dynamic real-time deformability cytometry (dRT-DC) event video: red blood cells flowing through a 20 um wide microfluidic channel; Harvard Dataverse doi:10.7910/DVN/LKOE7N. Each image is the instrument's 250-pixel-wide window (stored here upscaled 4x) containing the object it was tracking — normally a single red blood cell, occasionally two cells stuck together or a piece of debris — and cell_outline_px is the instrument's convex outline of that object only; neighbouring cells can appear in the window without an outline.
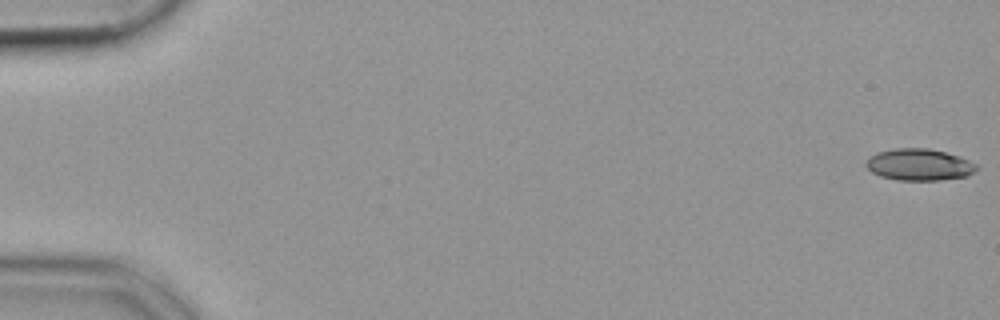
{"species": "common noctule bat (a hibernating species)", "species_latin": "Nyctalus noctula", "temperature_condition": "cold", "stored_images_in_passage": 54, "camera_frame_rate_fps": 3000, "um_per_image_px": 0.085, "animal": {"sex": "female", "body_mass_g": 19.9}, "frame": {"image": 1, "passage_image": 1, "time_ms": 0.0, "image_size_px": [1000, 320], "cell_outline_px": [[976, 168], [968, 176], [940, 180], [896, 180], [880, 176], [872, 172], [864, 164], [876, 152], [896, 148], [928, 148], [960, 156], [976, 164]], "centroid_in_image_um": [78.12, 14.0], "position_along_channel_um": 6.9, "area_um2": 20.29}}
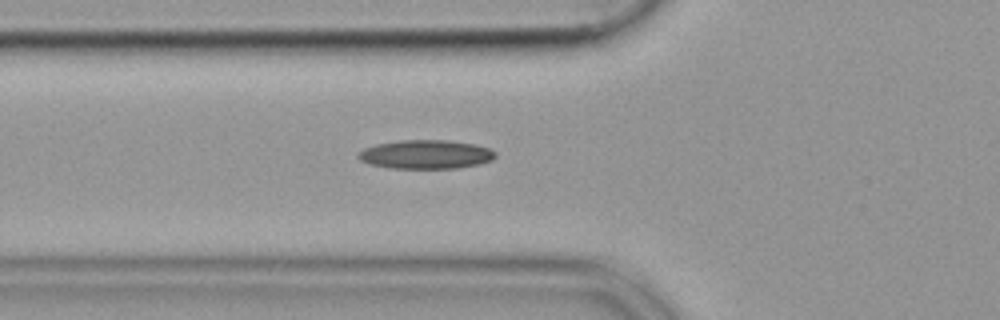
{"frame": {"image": 2, "passage_image": 20, "time_ms": 6.333, "image_size_px": [1000, 320], "cell_outline_px": [[496, 156], [492, 160], [476, 164], [456, 168], [388, 168], [368, 164], [360, 160], [356, 156], [364, 148], [376, 144], [400, 140], [448, 140], [472, 144], [488, 148], [496, 152]], "centroid_in_image_um": [36.15, 13.12], "position_along_channel_um": 89.7, "area_um2": 22.95}}
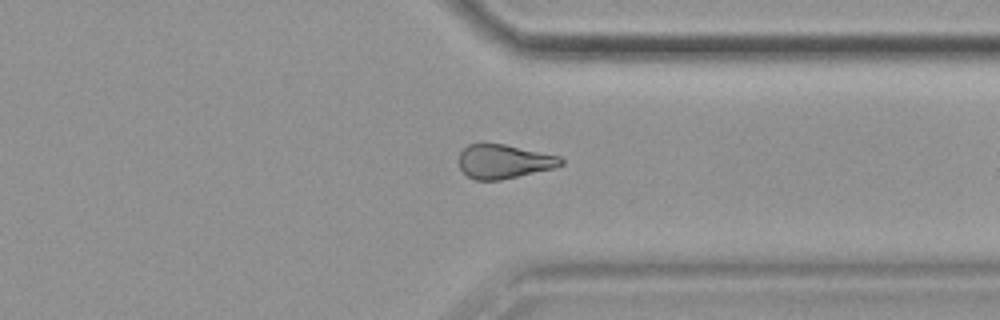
{"frame": {"image": 3, "passage_image": 42, "time_ms": 13.667, "image_size_px": [1000, 320], "cell_outline_px": [[564, 164], [552, 168], [500, 180], [476, 180], [468, 176], [460, 168], [460, 152], [468, 144], [480, 140], [504, 144], [560, 156], [564, 160]], "centroid_in_image_um": [42.79, 13.68], "position_along_channel_um": 368.6, "area_um2": 20.46}}